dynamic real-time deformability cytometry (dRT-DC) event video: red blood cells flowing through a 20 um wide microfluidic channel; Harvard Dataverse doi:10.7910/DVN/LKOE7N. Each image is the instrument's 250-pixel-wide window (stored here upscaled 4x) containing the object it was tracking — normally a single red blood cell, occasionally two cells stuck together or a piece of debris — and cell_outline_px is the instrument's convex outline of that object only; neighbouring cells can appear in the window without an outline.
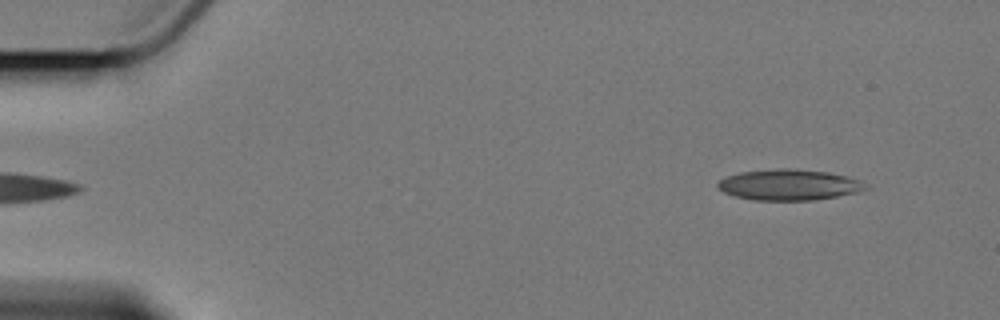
{"species": "Egyptian fruit bat (a non-hibernating species)", "species_latin": "Rousettus aegyptiacus", "temperature_condition": "cold", "stored_images_in_passage": 3, "segment_of_instrument_passage": [2, 2], "camera_frame_rate_fps": 3000, "um_per_image_px": 0.085, "animal": {"sex": "female"}, "frame": {"image": 1, "passage_image": 3, "time_ms": 2.333, "image_size_px": [1000, 320], "cell_outline_px": [[868, 188], [856, 192], [836, 196], [812, 200], [752, 200], [736, 196], [724, 192], [716, 184], [720, 180], [728, 176], [740, 172], [784, 168], [788, 168], [828, 172], [860, 180]], "centroid_in_image_um": [67.05, 15.71], "position_along_channel_um": 18.0, "area_um2": 26.13}}